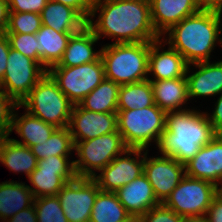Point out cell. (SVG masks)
<instances>
[{
	"instance_id": "obj_1",
	"label": "cell",
	"mask_w": 222,
	"mask_h": 222,
	"mask_svg": "<svg viewBox=\"0 0 222 222\" xmlns=\"http://www.w3.org/2000/svg\"><path fill=\"white\" fill-rule=\"evenodd\" d=\"M94 34L107 36L114 43L152 42L161 38L153 27L149 0H95Z\"/></svg>"
},
{
	"instance_id": "obj_2",
	"label": "cell",
	"mask_w": 222,
	"mask_h": 222,
	"mask_svg": "<svg viewBox=\"0 0 222 222\" xmlns=\"http://www.w3.org/2000/svg\"><path fill=\"white\" fill-rule=\"evenodd\" d=\"M216 135L206 112L193 109L167 112L165 130L157 147L162 155L185 165Z\"/></svg>"
},
{
	"instance_id": "obj_3",
	"label": "cell",
	"mask_w": 222,
	"mask_h": 222,
	"mask_svg": "<svg viewBox=\"0 0 222 222\" xmlns=\"http://www.w3.org/2000/svg\"><path fill=\"white\" fill-rule=\"evenodd\" d=\"M222 13L200 10L173 26L164 43L180 53L189 64L210 61L211 52L219 42L222 46ZM168 42V43H167Z\"/></svg>"
},
{
	"instance_id": "obj_4",
	"label": "cell",
	"mask_w": 222,
	"mask_h": 222,
	"mask_svg": "<svg viewBox=\"0 0 222 222\" xmlns=\"http://www.w3.org/2000/svg\"><path fill=\"white\" fill-rule=\"evenodd\" d=\"M150 42L106 44L101 47L105 78L119 85L148 79Z\"/></svg>"
},
{
	"instance_id": "obj_5",
	"label": "cell",
	"mask_w": 222,
	"mask_h": 222,
	"mask_svg": "<svg viewBox=\"0 0 222 222\" xmlns=\"http://www.w3.org/2000/svg\"><path fill=\"white\" fill-rule=\"evenodd\" d=\"M20 107L56 128L68 127L73 103L46 73L21 101Z\"/></svg>"
},
{
	"instance_id": "obj_6",
	"label": "cell",
	"mask_w": 222,
	"mask_h": 222,
	"mask_svg": "<svg viewBox=\"0 0 222 222\" xmlns=\"http://www.w3.org/2000/svg\"><path fill=\"white\" fill-rule=\"evenodd\" d=\"M166 114L156 104L141 109L117 110L118 132L125 145L145 150L152 140L158 145L165 130Z\"/></svg>"
},
{
	"instance_id": "obj_7",
	"label": "cell",
	"mask_w": 222,
	"mask_h": 222,
	"mask_svg": "<svg viewBox=\"0 0 222 222\" xmlns=\"http://www.w3.org/2000/svg\"><path fill=\"white\" fill-rule=\"evenodd\" d=\"M79 159L74 161L77 177L92 178L96 171L106 167L127 150L122 135L116 131L81 142H74ZM96 170V171H95Z\"/></svg>"
},
{
	"instance_id": "obj_8",
	"label": "cell",
	"mask_w": 222,
	"mask_h": 222,
	"mask_svg": "<svg viewBox=\"0 0 222 222\" xmlns=\"http://www.w3.org/2000/svg\"><path fill=\"white\" fill-rule=\"evenodd\" d=\"M47 73L74 105L105 79L104 66L100 57L96 61L78 66H52Z\"/></svg>"
},
{
	"instance_id": "obj_9",
	"label": "cell",
	"mask_w": 222,
	"mask_h": 222,
	"mask_svg": "<svg viewBox=\"0 0 222 222\" xmlns=\"http://www.w3.org/2000/svg\"><path fill=\"white\" fill-rule=\"evenodd\" d=\"M216 195L213 183L185 175L163 204L182 217H205Z\"/></svg>"
},
{
	"instance_id": "obj_10",
	"label": "cell",
	"mask_w": 222,
	"mask_h": 222,
	"mask_svg": "<svg viewBox=\"0 0 222 222\" xmlns=\"http://www.w3.org/2000/svg\"><path fill=\"white\" fill-rule=\"evenodd\" d=\"M46 73L40 63L10 48L7 69L2 77L3 92L20 104Z\"/></svg>"
},
{
	"instance_id": "obj_11",
	"label": "cell",
	"mask_w": 222,
	"mask_h": 222,
	"mask_svg": "<svg viewBox=\"0 0 222 222\" xmlns=\"http://www.w3.org/2000/svg\"><path fill=\"white\" fill-rule=\"evenodd\" d=\"M69 156H49L38 160L36 169L30 174L28 185L34 198L55 196L70 181L77 176L74 170V161Z\"/></svg>"
},
{
	"instance_id": "obj_12",
	"label": "cell",
	"mask_w": 222,
	"mask_h": 222,
	"mask_svg": "<svg viewBox=\"0 0 222 222\" xmlns=\"http://www.w3.org/2000/svg\"><path fill=\"white\" fill-rule=\"evenodd\" d=\"M99 191L93 178L76 177L67 182L57 196L68 222H89Z\"/></svg>"
},
{
	"instance_id": "obj_13",
	"label": "cell",
	"mask_w": 222,
	"mask_h": 222,
	"mask_svg": "<svg viewBox=\"0 0 222 222\" xmlns=\"http://www.w3.org/2000/svg\"><path fill=\"white\" fill-rule=\"evenodd\" d=\"M144 151L145 149L140 148H127L123 154L101 169L100 174L96 173L92 178L98 184L99 189L104 192H116L140 177L144 173ZM131 154L136 157H132Z\"/></svg>"
},
{
	"instance_id": "obj_14",
	"label": "cell",
	"mask_w": 222,
	"mask_h": 222,
	"mask_svg": "<svg viewBox=\"0 0 222 222\" xmlns=\"http://www.w3.org/2000/svg\"><path fill=\"white\" fill-rule=\"evenodd\" d=\"M144 156V175L150 182L154 194L160 203H164L171 192L185 176V165L170 156Z\"/></svg>"
},
{
	"instance_id": "obj_15",
	"label": "cell",
	"mask_w": 222,
	"mask_h": 222,
	"mask_svg": "<svg viewBox=\"0 0 222 222\" xmlns=\"http://www.w3.org/2000/svg\"><path fill=\"white\" fill-rule=\"evenodd\" d=\"M68 129L73 142L86 141L118 131V115L117 112L89 111L75 104L72 108Z\"/></svg>"
},
{
	"instance_id": "obj_16",
	"label": "cell",
	"mask_w": 222,
	"mask_h": 222,
	"mask_svg": "<svg viewBox=\"0 0 222 222\" xmlns=\"http://www.w3.org/2000/svg\"><path fill=\"white\" fill-rule=\"evenodd\" d=\"M185 175L219 186L222 181V134H217L200 147L198 153L185 164Z\"/></svg>"
},
{
	"instance_id": "obj_17",
	"label": "cell",
	"mask_w": 222,
	"mask_h": 222,
	"mask_svg": "<svg viewBox=\"0 0 222 222\" xmlns=\"http://www.w3.org/2000/svg\"><path fill=\"white\" fill-rule=\"evenodd\" d=\"M151 20L161 37L184 18L200 11L197 0H149Z\"/></svg>"
},
{
	"instance_id": "obj_18",
	"label": "cell",
	"mask_w": 222,
	"mask_h": 222,
	"mask_svg": "<svg viewBox=\"0 0 222 222\" xmlns=\"http://www.w3.org/2000/svg\"><path fill=\"white\" fill-rule=\"evenodd\" d=\"M163 41L159 38L150 42L148 73L152 74L155 79H148L165 80L185 77L188 64L183 56L170 45L167 50L161 52L159 49L162 48Z\"/></svg>"
},
{
	"instance_id": "obj_19",
	"label": "cell",
	"mask_w": 222,
	"mask_h": 222,
	"mask_svg": "<svg viewBox=\"0 0 222 222\" xmlns=\"http://www.w3.org/2000/svg\"><path fill=\"white\" fill-rule=\"evenodd\" d=\"M199 70L190 73L191 64L187 66L186 80L189 99L192 97L215 96L222 93V61L199 62L192 64Z\"/></svg>"
},
{
	"instance_id": "obj_20",
	"label": "cell",
	"mask_w": 222,
	"mask_h": 222,
	"mask_svg": "<svg viewBox=\"0 0 222 222\" xmlns=\"http://www.w3.org/2000/svg\"><path fill=\"white\" fill-rule=\"evenodd\" d=\"M115 193L130 215L142 216L151 208L161 204L144 174L124 185Z\"/></svg>"
},
{
	"instance_id": "obj_21",
	"label": "cell",
	"mask_w": 222,
	"mask_h": 222,
	"mask_svg": "<svg viewBox=\"0 0 222 222\" xmlns=\"http://www.w3.org/2000/svg\"><path fill=\"white\" fill-rule=\"evenodd\" d=\"M150 81L154 104L161 110L166 113L186 110L182 108L189 100L186 77Z\"/></svg>"
},
{
	"instance_id": "obj_22",
	"label": "cell",
	"mask_w": 222,
	"mask_h": 222,
	"mask_svg": "<svg viewBox=\"0 0 222 222\" xmlns=\"http://www.w3.org/2000/svg\"><path fill=\"white\" fill-rule=\"evenodd\" d=\"M56 129L55 126L44 122L27 111L21 117L14 111L11 132L15 130L23 139V142L13 139L19 144L31 148L36 144L47 141Z\"/></svg>"
},
{
	"instance_id": "obj_23",
	"label": "cell",
	"mask_w": 222,
	"mask_h": 222,
	"mask_svg": "<svg viewBox=\"0 0 222 222\" xmlns=\"http://www.w3.org/2000/svg\"><path fill=\"white\" fill-rule=\"evenodd\" d=\"M0 162L14 173L24 172L27 177L38 164L30 147L19 144L8 137L0 139Z\"/></svg>"
},
{
	"instance_id": "obj_24",
	"label": "cell",
	"mask_w": 222,
	"mask_h": 222,
	"mask_svg": "<svg viewBox=\"0 0 222 222\" xmlns=\"http://www.w3.org/2000/svg\"><path fill=\"white\" fill-rule=\"evenodd\" d=\"M34 196L28 185L13 181L0 183V219L6 221L22 209L32 206Z\"/></svg>"
},
{
	"instance_id": "obj_25",
	"label": "cell",
	"mask_w": 222,
	"mask_h": 222,
	"mask_svg": "<svg viewBox=\"0 0 222 222\" xmlns=\"http://www.w3.org/2000/svg\"><path fill=\"white\" fill-rule=\"evenodd\" d=\"M38 41L37 53L41 58V65L48 68L56 65L62 59L68 44L65 32H57L53 28L42 25L36 32Z\"/></svg>"
},
{
	"instance_id": "obj_26",
	"label": "cell",
	"mask_w": 222,
	"mask_h": 222,
	"mask_svg": "<svg viewBox=\"0 0 222 222\" xmlns=\"http://www.w3.org/2000/svg\"><path fill=\"white\" fill-rule=\"evenodd\" d=\"M119 88V84L105 78L78 105L93 112H117Z\"/></svg>"
},
{
	"instance_id": "obj_27",
	"label": "cell",
	"mask_w": 222,
	"mask_h": 222,
	"mask_svg": "<svg viewBox=\"0 0 222 222\" xmlns=\"http://www.w3.org/2000/svg\"><path fill=\"white\" fill-rule=\"evenodd\" d=\"M154 105L151 81H144L120 85L118 95V110H132Z\"/></svg>"
},
{
	"instance_id": "obj_28",
	"label": "cell",
	"mask_w": 222,
	"mask_h": 222,
	"mask_svg": "<svg viewBox=\"0 0 222 222\" xmlns=\"http://www.w3.org/2000/svg\"><path fill=\"white\" fill-rule=\"evenodd\" d=\"M130 214L119 201L115 192L99 191L89 222H121Z\"/></svg>"
},
{
	"instance_id": "obj_29",
	"label": "cell",
	"mask_w": 222,
	"mask_h": 222,
	"mask_svg": "<svg viewBox=\"0 0 222 222\" xmlns=\"http://www.w3.org/2000/svg\"><path fill=\"white\" fill-rule=\"evenodd\" d=\"M98 40L94 34L90 38L68 41L62 59L54 66L72 67L96 61L101 55V50L95 52L93 45Z\"/></svg>"
},
{
	"instance_id": "obj_30",
	"label": "cell",
	"mask_w": 222,
	"mask_h": 222,
	"mask_svg": "<svg viewBox=\"0 0 222 222\" xmlns=\"http://www.w3.org/2000/svg\"><path fill=\"white\" fill-rule=\"evenodd\" d=\"M75 145L68 127L57 128L47 141L36 144L31 150L37 160L49 156H68L74 150Z\"/></svg>"
},
{
	"instance_id": "obj_31",
	"label": "cell",
	"mask_w": 222,
	"mask_h": 222,
	"mask_svg": "<svg viewBox=\"0 0 222 222\" xmlns=\"http://www.w3.org/2000/svg\"><path fill=\"white\" fill-rule=\"evenodd\" d=\"M76 11L64 4L48 1L40 12L42 25L53 28L57 32H65L68 22Z\"/></svg>"
},
{
	"instance_id": "obj_32",
	"label": "cell",
	"mask_w": 222,
	"mask_h": 222,
	"mask_svg": "<svg viewBox=\"0 0 222 222\" xmlns=\"http://www.w3.org/2000/svg\"><path fill=\"white\" fill-rule=\"evenodd\" d=\"M93 8L76 11L68 22L66 36L68 41L90 38L94 35Z\"/></svg>"
},
{
	"instance_id": "obj_33",
	"label": "cell",
	"mask_w": 222,
	"mask_h": 222,
	"mask_svg": "<svg viewBox=\"0 0 222 222\" xmlns=\"http://www.w3.org/2000/svg\"><path fill=\"white\" fill-rule=\"evenodd\" d=\"M42 26L40 14L34 12H9L5 33L35 34Z\"/></svg>"
},
{
	"instance_id": "obj_34",
	"label": "cell",
	"mask_w": 222,
	"mask_h": 222,
	"mask_svg": "<svg viewBox=\"0 0 222 222\" xmlns=\"http://www.w3.org/2000/svg\"><path fill=\"white\" fill-rule=\"evenodd\" d=\"M33 204L37 222H68L57 195L34 198Z\"/></svg>"
},
{
	"instance_id": "obj_35",
	"label": "cell",
	"mask_w": 222,
	"mask_h": 222,
	"mask_svg": "<svg viewBox=\"0 0 222 222\" xmlns=\"http://www.w3.org/2000/svg\"><path fill=\"white\" fill-rule=\"evenodd\" d=\"M10 48L19 51L21 54L28 58H32L41 64V58L37 53L38 41L35 34H16V33H5Z\"/></svg>"
},
{
	"instance_id": "obj_36",
	"label": "cell",
	"mask_w": 222,
	"mask_h": 222,
	"mask_svg": "<svg viewBox=\"0 0 222 222\" xmlns=\"http://www.w3.org/2000/svg\"><path fill=\"white\" fill-rule=\"evenodd\" d=\"M20 105L5 92L0 93V139L9 137L12 128L13 112Z\"/></svg>"
},
{
	"instance_id": "obj_37",
	"label": "cell",
	"mask_w": 222,
	"mask_h": 222,
	"mask_svg": "<svg viewBox=\"0 0 222 222\" xmlns=\"http://www.w3.org/2000/svg\"><path fill=\"white\" fill-rule=\"evenodd\" d=\"M142 222H182L184 217L167 208L163 203L141 216Z\"/></svg>"
},
{
	"instance_id": "obj_38",
	"label": "cell",
	"mask_w": 222,
	"mask_h": 222,
	"mask_svg": "<svg viewBox=\"0 0 222 222\" xmlns=\"http://www.w3.org/2000/svg\"><path fill=\"white\" fill-rule=\"evenodd\" d=\"M9 12H34L40 14L48 0H7Z\"/></svg>"
},
{
	"instance_id": "obj_39",
	"label": "cell",
	"mask_w": 222,
	"mask_h": 222,
	"mask_svg": "<svg viewBox=\"0 0 222 222\" xmlns=\"http://www.w3.org/2000/svg\"><path fill=\"white\" fill-rule=\"evenodd\" d=\"M206 115L209 119V122L212 125L213 130L217 134H222V93L220 97L217 99L212 115L207 114V112Z\"/></svg>"
},
{
	"instance_id": "obj_40",
	"label": "cell",
	"mask_w": 222,
	"mask_h": 222,
	"mask_svg": "<svg viewBox=\"0 0 222 222\" xmlns=\"http://www.w3.org/2000/svg\"><path fill=\"white\" fill-rule=\"evenodd\" d=\"M207 222H222V198L216 195L205 215Z\"/></svg>"
},
{
	"instance_id": "obj_41",
	"label": "cell",
	"mask_w": 222,
	"mask_h": 222,
	"mask_svg": "<svg viewBox=\"0 0 222 222\" xmlns=\"http://www.w3.org/2000/svg\"><path fill=\"white\" fill-rule=\"evenodd\" d=\"M4 222H37V213L34 204L22 209Z\"/></svg>"
},
{
	"instance_id": "obj_42",
	"label": "cell",
	"mask_w": 222,
	"mask_h": 222,
	"mask_svg": "<svg viewBox=\"0 0 222 222\" xmlns=\"http://www.w3.org/2000/svg\"><path fill=\"white\" fill-rule=\"evenodd\" d=\"M10 43L6 34H0V76L3 77L7 69V59Z\"/></svg>"
},
{
	"instance_id": "obj_43",
	"label": "cell",
	"mask_w": 222,
	"mask_h": 222,
	"mask_svg": "<svg viewBox=\"0 0 222 222\" xmlns=\"http://www.w3.org/2000/svg\"><path fill=\"white\" fill-rule=\"evenodd\" d=\"M48 1L61 3L77 11H81L87 8H91L95 0H48Z\"/></svg>"
},
{
	"instance_id": "obj_44",
	"label": "cell",
	"mask_w": 222,
	"mask_h": 222,
	"mask_svg": "<svg viewBox=\"0 0 222 222\" xmlns=\"http://www.w3.org/2000/svg\"><path fill=\"white\" fill-rule=\"evenodd\" d=\"M9 6L7 0H0V34H4L8 25Z\"/></svg>"
},
{
	"instance_id": "obj_45",
	"label": "cell",
	"mask_w": 222,
	"mask_h": 222,
	"mask_svg": "<svg viewBox=\"0 0 222 222\" xmlns=\"http://www.w3.org/2000/svg\"><path fill=\"white\" fill-rule=\"evenodd\" d=\"M201 10L222 13V0H197Z\"/></svg>"
},
{
	"instance_id": "obj_46",
	"label": "cell",
	"mask_w": 222,
	"mask_h": 222,
	"mask_svg": "<svg viewBox=\"0 0 222 222\" xmlns=\"http://www.w3.org/2000/svg\"><path fill=\"white\" fill-rule=\"evenodd\" d=\"M182 222H207L205 217H184Z\"/></svg>"
},
{
	"instance_id": "obj_47",
	"label": "cell",
	"mask_w": 222,
	"mask_h": 222,
	"mask_svg": "<svg viewBox=\"0 0 222 222\" xmlns=\"http://www.w3.org/2000/svg\"><path fill=\"white\" fill-rule=\"evenodd\" d=\"M121 222H142V218L141 216H138V215H130Z\"/></svg>"
},
{
	"instance_id": "obj_48",
	"label": "cell",
	"mask_w": 222,
	"mask_h": 222,
	"mask_svg": "<svg viewBox=\"0 0 222 222\" xmlns=\"http://www.w3.org/2000/svg\"><path fill=\"white\" fill-rule=\"evenodd\" d=\"M221 186H217V195L222 198V181L219 183Z\"/></svg>"
},
{
	"instance_id": "obj_49",
	"label": "cell",
	"mask_w": 222,
	"mask_h": 222,
	"mask_svg": "<svg viewBox=\"0 0 222 222\" xmlns=\"http://www.w3.org/2000/svg\"><path fill=\"white\" fill-rule=\"evenodd\" d=\"M2 92H3V79L0 76V93H2Z\"/></svg>"
}]
</instances>
